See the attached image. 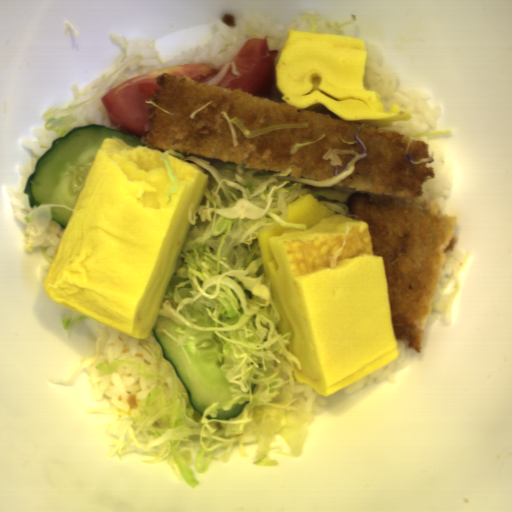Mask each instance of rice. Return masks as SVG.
Returning a JSON list of instances; mask_svg holds the SVG:
<instances>
[{"label": "rice", "mask_w": 512, "mask_h": 512, "mask_svg": "<svg viewBox=\"0 0 512 512\" xmlns=\"http://www.w3.org/2000/svg\"><path fill=\"white\" fill-rule=\"evenodd\" d=\"M216 33L206 43L195 46L167 62H159L157 51L150 39L127 40L116 34L110 35L116 44L125 48L123 59L111 70L89 84L84 93L77 87L70 90L74 100L68 107H76L99 94L116 70L126 62L138 57L140 60L131 64L124 73L125 83L156 69L182 64H210L214 68L224 64L210 84L218 85L226 76L228 68L236 77L241 73L233 62L235 56L249 38L264 39L268 37L269 50H278L275 64L288 40L290 29L306 30L322 34L346 36L344 29L333 18L321 14L315 7H308L297 18L284 23L268 16L263 10H254L246 15L225 22L217 17ZM67 107V108H68Z\"/></svg>", "instance_id": "1"}, {"label": "rice", "mask_w": 512, "mask_h": 512, "mask_svg": "<svg viewBox=\"0 0 512 512\" xmlns=\"http://www.w3.org/2000/svg\"><path fill=\"white\" fill-rule=\"evenodd\" d=\"M367 54L365 60L364 88L375 90L381 97L384 112H389L393 104L400 110H409V120L393 121L392 126H384L391 131L408 136L412 139L421 137L435 129L442 118L441 108L431 106L432 97L429 93L401 90L399 81L392 71L384 68L381 51L374 44H365Z\"/></svg>", "instance_id": "2"}, {"label": "rice", "mask_w": 512, "mask_h": 512, "mask_svg": "<svg viewBox=\"0 0 512 512\" xmlns=\"http://www.w3.org/2000/svg\"><path fill=\"white\" fill-rule=\"evenodd\" d=\"M88 377L98 401H106L113 408L131 410L136 407L141 396H145L158 383L157 379H146L130 367L117 365L112 372L99 373L93 367H87Z\"/></svg>", "instance_id": "3"}, {"label": "rice", "mask_w": 512, "mask_h": 512, "mask_svg": "<svg viewBox=\"0 0 512 512\" xmlns=\"http://www.w3.org/2000/svg\"><path fill=\"white\" fill-rule=\"evenodd\" d=\"M33 132L36 141L25 138L21 141L22 147L30 150L33 155L29 161L21 162L18 166L22 178L10 201L14 216L25 225L28 214L38 207H31L29 194L24 193L27 180L33 175L38 159L51 147L54 140L61 138L59 132L50 131L46 126H39Z\"/></svg>", "instance_id": "4"}, {"label": "rice", "mask_w": 512, "mask_h": 512, "mask_svg": "<svg viewBox=\"0 0 512 512\" xmlns=\"http://www.w3.org/2000/svg\"><path fill=\"white\" fill-rule=\"evenodd\" d=\"M93 328L96 334L103 338L99 351L100 357L107 358L110 363L116 359L138 362L142 360L144 339L130 336L97 320H95Z\"/></svg>", "instance_id": "5"}, {"label": "rice", "mask_w": 512, "mask_h": 512, "mask_svg": "<svg viewBox=\"0 0 512 512\" xmlns=\"http://www.w3.org/2000/svg\"><path fill=\"white\" fill-rule=\"evenodd\" d=\"M432 169L434 179L424 183L422 187L426 203L438 207L442 214L458 219L459 214L451 204L455 181L450 165L433 161Z\"/></svg>", "instance_id": "6"}, {"label": "rice", "mask_w": 512, "mask_h": 512, "mask_svg": "<svg viewBox=\"0 0 512 512\" xmlns=\"http://www.w3.org/2000/svg\"><path fill=\"white\" fill-rule=\"evenodd\" d=\"M397 347L399 356L384 364L380 368L350 384L349 386L341 389L346 395L353 394L368 384L373 383H397L395 374L417 353L405 342L397 340Z\"/></svg>", "instance_id": "7"}, {"label": "rice", "mask_w": 512, "mask_h": 512, "mask_svg": "<svg viewBox=\"0 0 512 512\" xmlns=\"http://www.w3.org/2000/svg\"><path fill=\"white\" fill-rule=\"evenodd\" d=\"M89 124L106 126L114 130L104 105H89L80 110L72 120L70 131Z\"/></svg>", "instance_id": "8"}, {"label": "rice", "mask_w": 512, "mask_h": 512, "mask_svg": "<svg viewBox=\"0 0 512 512\" xmlns=\"http://www.w3.org/2000/svg\"><path fill=\"white\" fill-rule=\"evenodd\" d=\"M465 257V251L461 248L455 247L452 252L446 253L436 293L447 288Z\"/></svg>", "instance_id": "9"}, {"label": "rice", "mask_w": 512, "mask_h": 512, "mask_svg": "<svg viewBox=\"0 0 512 512\" xmlns=\"http://www.w3.org/2000/svg\"><path fill=\"white\" fill-rule=\"evenodd\" d=\"M296 390L302 393L304 397L303 405L312 413V417L317 416L326 408V399L306 383H300Z\"/></svg>", "instance_id": "10"}, {"label": "rice", "mask_w": 512, "mask_h": 512, "mask_svg": "<svg viewBox=\"0 0 512 512\" xmlns=\"http://www.w3.org/2000/svg\"><path fill=\"white\" fill-rule=\"evenodd\" d=\"M316 112H319V113H322V114H325V115H328L330 117H333V118H336V119H339L341 120L340 118H338L336 115H334L333 113H331L330 111H328L327 109H325L324 107L323 108H320V109H317V110H314Z\"/></svg>", "instance_id": "11"}]
</instances>
